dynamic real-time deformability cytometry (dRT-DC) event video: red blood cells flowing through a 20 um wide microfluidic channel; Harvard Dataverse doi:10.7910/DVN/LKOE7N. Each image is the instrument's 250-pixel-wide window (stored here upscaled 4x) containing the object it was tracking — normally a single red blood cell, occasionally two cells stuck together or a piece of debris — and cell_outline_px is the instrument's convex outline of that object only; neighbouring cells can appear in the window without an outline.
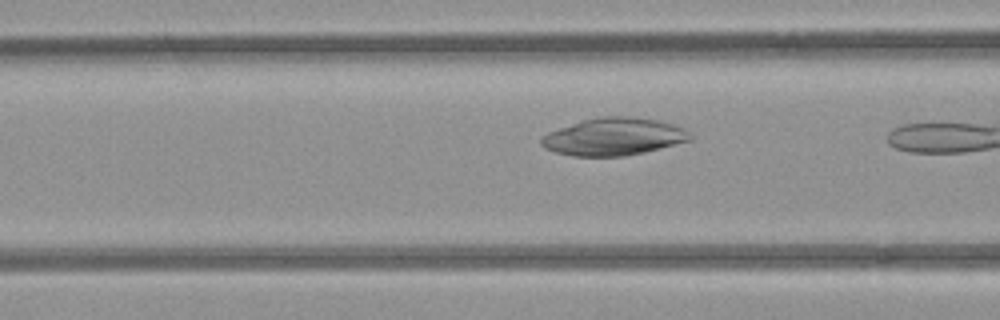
{"species": "common noctule bat (a hibernating species)", "species_latin": "Nyctalus noctula", "temperature_condition": "room temperature", "stored_images_in_passage": 13, "camera_frame_rate_fps": 3000, "um_per_image_px": 0.085, "animal": {"sex": "female", "body_mass_g": 21.9}, "frame": {"image": 1, "passage_image": 6, "time_ms": 1.667, "image_size_px": [1000, 320], "cell_outline_px": [[692, 140], [644, 152], [624, 156], [572, 156], [556, 152], [544, 148], [540, 144], [540, 136], [548, 132], [584, 120], [600, 116], [628, 116], [660, 120], [684, 128], [692, 136]], "centroid_in_image_um": [52.16, 11.62], "position_along_channel_um": 114.4, "area_um2": 32.48}}